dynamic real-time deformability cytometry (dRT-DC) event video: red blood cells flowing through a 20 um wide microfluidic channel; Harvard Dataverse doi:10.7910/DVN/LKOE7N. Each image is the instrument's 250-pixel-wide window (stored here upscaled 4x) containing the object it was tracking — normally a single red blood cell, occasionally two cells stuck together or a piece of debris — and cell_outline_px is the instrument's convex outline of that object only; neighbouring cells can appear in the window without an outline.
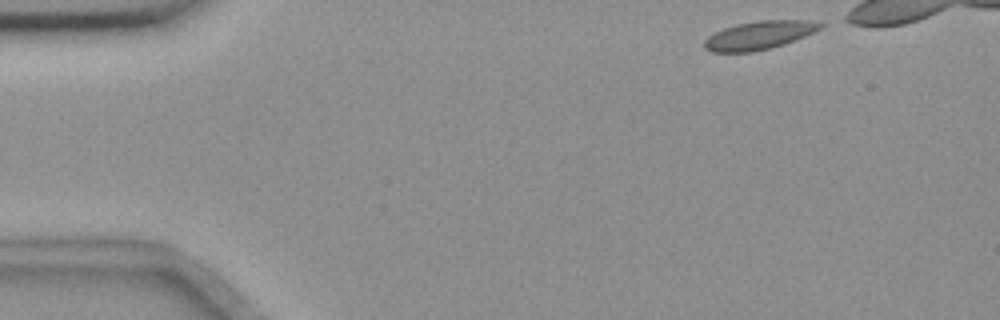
{"species": "common noctule bat (a hibernating species)", "species_latin": "Nyctalus noctula", "temperature_condition": "room temperature", "stored_images_in_passage": 40, "camera_frame_rate_fps": 3000, "um_per_image_px": 0.085, "animal": {"sex": "female", "body_mass_g": 18.4}, "frame": {"image": 1, "passage_image": 1, "time_ms": 0.0, "image_size_px": [1000, 320], "cell_outline_px": [[828, 24], [804, 36], [784, 44], [752, 52], [712, 52], [704, 48], [704, 40], [708, 36], [724, 28], [736, 24], [760, 20], [808, 20]], "centroid_in_image_um": [64.52, 2.99], "position_along_channel_um": 20.5, "area_um2": 19.02}}
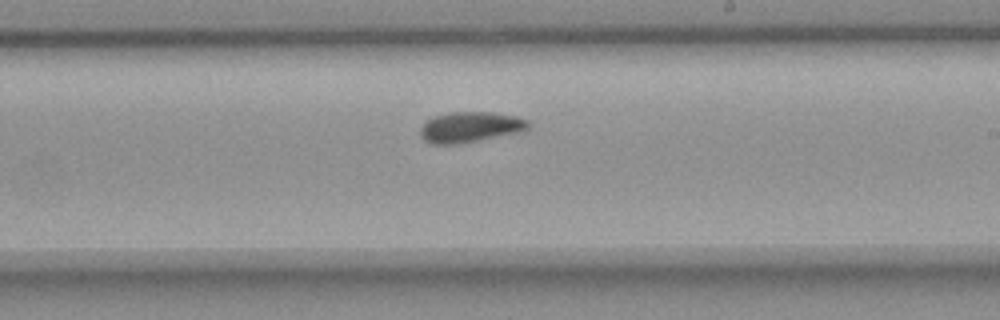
{"frame": {"image": 2, "passage_image": 27, "time_ms": 8.667, "image_size_px": [1000, 320], "cell_outline_px": [[528, 128], [516, 132], [456, 144], [432, 144], [424, 140], [420, 136], [420, 124], [424, 120], [432, 116], [448, 112], [492, 112], [516, 116], [528, 120]], "centroid_in_image_um": [39.85, 10.78], "position_along_channel_um": 249.1, "area_um2": 19.13}}
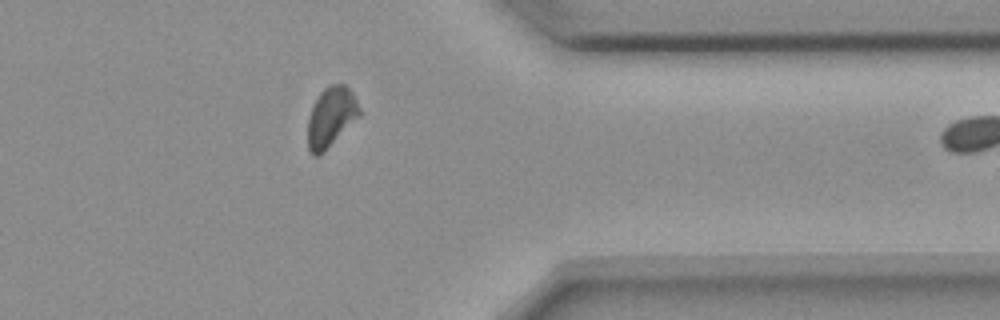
{"frame": {"image": 3, "passage_image": 39, "time_ms": 12.667, "image_size_px": [1000, 320], "cell_outline_px": [[360, 116], [324, 152], [316, 156], [312, 156], [308, 148], [308, 116], [320, 92], [328, 84], [344, 84], [352, 92], [360, 108]], "centroid_in_image_um": [28.13, 9.95], "position_along_channel_um": 383.3, "area_um2": 17.98}}